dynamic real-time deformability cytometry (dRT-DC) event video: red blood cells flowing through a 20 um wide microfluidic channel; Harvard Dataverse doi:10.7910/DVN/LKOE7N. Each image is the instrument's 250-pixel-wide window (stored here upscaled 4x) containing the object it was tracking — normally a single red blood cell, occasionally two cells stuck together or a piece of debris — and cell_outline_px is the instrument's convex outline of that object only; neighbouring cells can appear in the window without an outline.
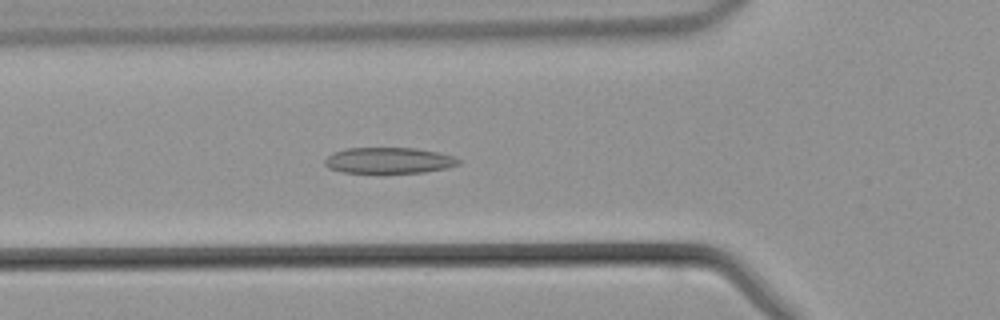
{"species": "common noctule bat (a hibernating species)", "species_latin": "Nyctalus noctula", "temperature_condition": "warm", "stored_images_in_passage": 43, "camera_frame_rate_fps": 3000, "um_per_image_px": 0.085, "animal": {"sex": "male", "body_mass_g": 21.5, "forearm_length_mm": 52.0}, "frame": {"image": 1, "passage_image": 14, "time_ms": 4.333, "image_size_px": [1000, 320], "cell_outline_px": [[460, 164], [448, 168], [424, 172], [380, 176], [340, 172], [328, 168], [324, 164], [324, 160], [332, 152], [348, 148], [416, 148], [436, 152], [452, 156], [460, 160]], "centroid_in_image_um": [32.99, 13.69], "position_along_channel_um": 92.8, "area_um2": 21.33}}
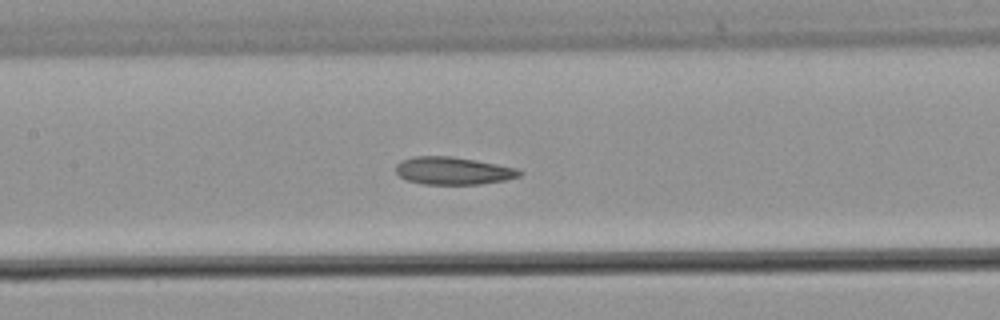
{"frame": {"image": 2, "passage_image": 19, "time_ms": 6.0, "image_size_px": [1000, 320], "cell_outline_px": [[524, 172], [520, 176], [504, 180], [480, 184], [424, 184], [408, 180], [400, 176], [396, 172], [396, 164], [400, 160], [416, 156], [452, 156], [476, 160], [516, 168]], "centroid_in_image_um": [38.51, 14.51], "position_along_channel_um": 168.9, "area_um2": 19.83}}
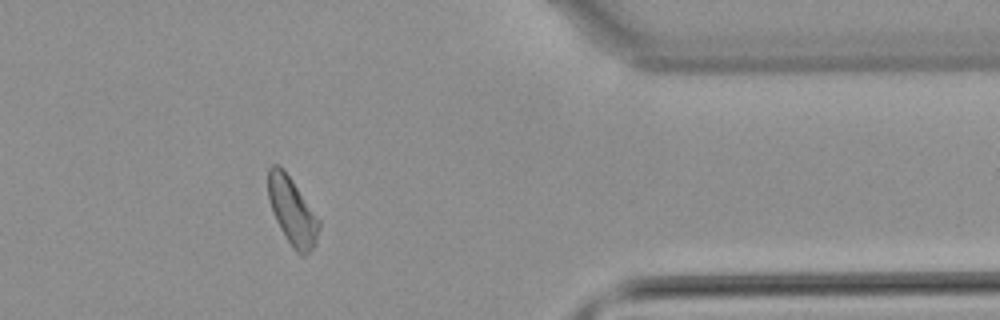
{"frame": {"image": 3, "passage_image": 35, "time_ms": 11.333, "image_size_px": [1000, 320], "cell_outline_px": [[320, 228], [316, 244], [304, 256], [300, 256], [292, 248], [280, 228], [272, 212], [268, 200], [268, 168], [272, 164], [276, 164], [292, 180], [320, 220]], "centroid_in_image_um": [24.84, 18.0], "position_along_channel_um": 386.6, "area_um2": 19.88}}